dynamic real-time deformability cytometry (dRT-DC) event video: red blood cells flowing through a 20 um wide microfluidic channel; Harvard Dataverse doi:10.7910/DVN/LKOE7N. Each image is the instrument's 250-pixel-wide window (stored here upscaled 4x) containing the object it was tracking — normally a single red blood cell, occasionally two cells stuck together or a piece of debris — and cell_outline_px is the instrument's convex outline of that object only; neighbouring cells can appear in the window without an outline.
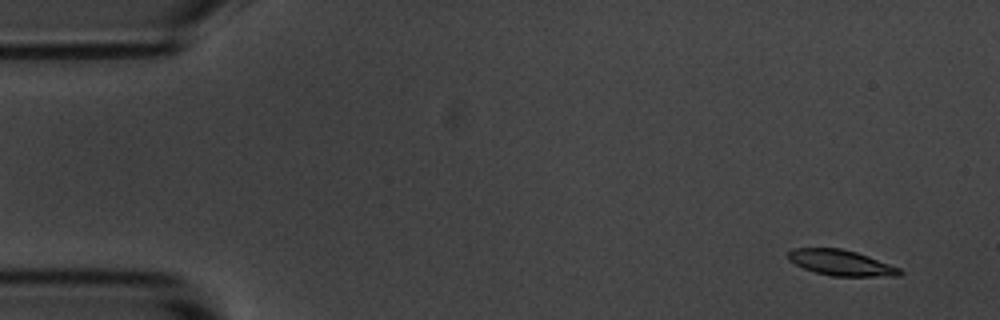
{"species": "common noctule bat (a hibernating species)", "species_latin": "Nyctalus noctula", "temperature_condition": "room temperature", "stored_images_in_passage": 5, "camera_frame_rate_fps": 3000, "um_per_image_px": 0.085, "animal": {"sex": "male", "body_mass_g": 20.1, "forearm_length_mm": 53.5}, "frame": {"image": 1, "passage_image": 1, "time_ms": 0.0, "image_size_px": [1000, 320], "cell_outline_px": [[904, 272], [900, 276], [832, 276], [816, 272], [804, 268], [788, 260], [788, 252], [792, 248], [840, 248], [856, 252], [868, 256], [900, 268]], "centroid_in_image_um": [71.5, 22.33], "position_along_channel_um": 13.5, "area_um2": 16.59}}
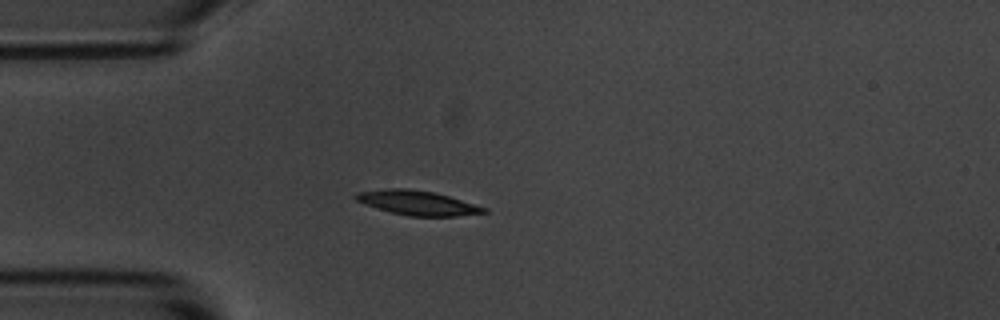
{"frame": {"image": 2, "passage_image": 4, "time_ms": 3.667, "image_size_px": [1000, 320], "cell_outline_px": [[488, 212], [456, 216], [408, 216], [376, 208], [364, 204], [356, 200], [352, 196], [356, 192], [388, 188], [408, 188], [432, 192], [448, 196], [488, 208]], "centroid_in_image_um": [35.45, 17.24], "position_along_channel_um": 49.6, "area_um2": 18.21}}